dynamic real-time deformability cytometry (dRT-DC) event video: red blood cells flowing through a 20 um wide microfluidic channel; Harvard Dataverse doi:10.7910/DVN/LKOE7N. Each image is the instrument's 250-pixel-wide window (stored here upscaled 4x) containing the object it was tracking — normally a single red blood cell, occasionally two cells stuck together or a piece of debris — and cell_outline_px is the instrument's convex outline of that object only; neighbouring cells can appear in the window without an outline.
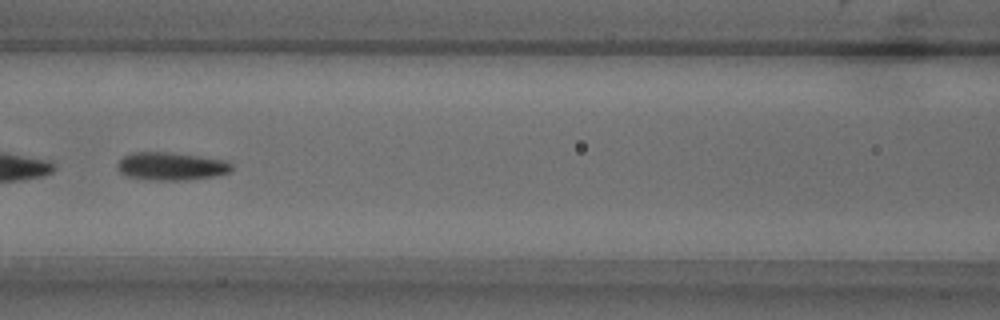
{"species": "common noctule bat (a hibernating species)", "species_latin": "Nyctalus noctula", "temperature_condition": "warm", "stored_images_in_passage": 51, "segment_of_instrument_passage": [2, 2], "camera_frame_rate_fps": 3000, "um_per_image_px": 0.085, "animal": {"sex": "male", "body_mass_g": 18.8}, "frame": {"image": 1, "passage_image": 22, "time_ms": 7.0, "image_size_px": [1000, 320], "cell_outline_px": [[232, 172], [216, 176], [188, 180], [152, 180], [128, 176], [120, 172], [116, 168], [116, 164], [124, 156], [132, 152], [168, 152], [224, 160], [232, 164]], "centroid_in_image_um": [14.55, 14.14], "position_along_channel_um": 152.1, "area_um2": 18.61}}
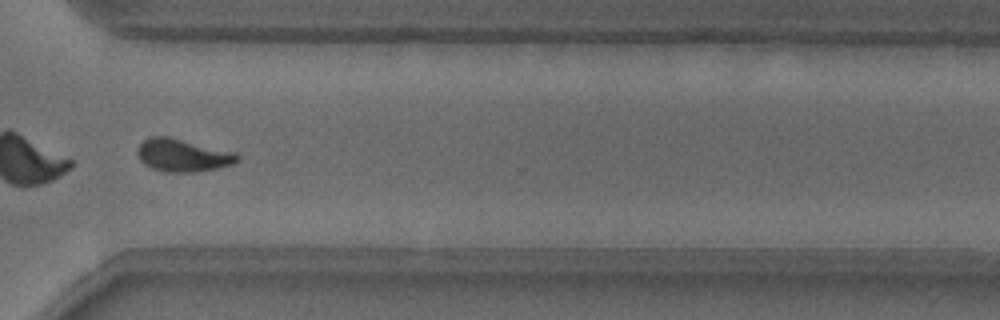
{"frame": {"image": 2, "passage_image": 38, "time_ms": 12.333, "image_size_px": [1000, 320], "cell_outline_px": [[240, 160], [232, 164], [216, 168], [196, 172], [164, 172], [152, 168], [144, 164], [140, 160], [136, 152], [136, 148], [148, 136], [168, 136], [236, 152], [240, 156]], "centroid_in_image_um": [15.52, 13.19], "position_along_channel_um": 355.1, "area_um2": 19.25}}